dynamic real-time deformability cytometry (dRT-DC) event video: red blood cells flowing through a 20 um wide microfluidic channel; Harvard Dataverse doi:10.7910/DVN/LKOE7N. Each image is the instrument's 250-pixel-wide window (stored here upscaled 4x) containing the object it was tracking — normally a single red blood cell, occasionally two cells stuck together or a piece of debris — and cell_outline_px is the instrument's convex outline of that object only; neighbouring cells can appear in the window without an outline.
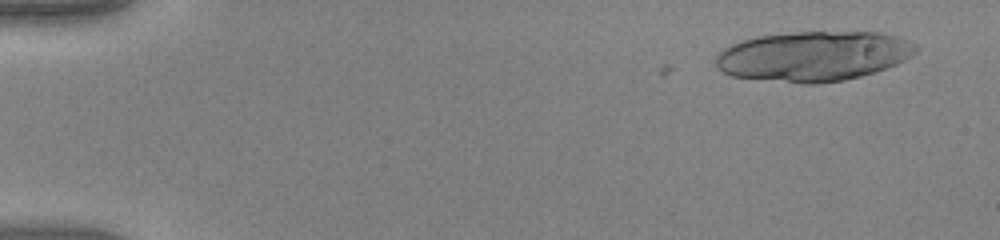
{"species": "human", "species_latin": "Homo sapiens", "temperature_condition": "warm", "stored_images_in_passage": 18, "camera_frame_rate_fps": 3000, "um_per_image_px": 0.085, "donor": {"sex": "female"}, "frame": {"image": 1, "passage_image": 3, "time_ms": 0.667, "image_size_px": [1000, 240], "cell_outline_px": [[920, 48], [912, 56], [896, 64], [860, 76], [844, 80], [816, 84], [804, 84], [732, 76], [716, 68], [716, 56], [724, 48], [732, 44], [756, 36], [796, 32], [880, 32], [900, 36], [916, 44]], "centroid_in_image_um": [69.17, 4.76], "position_along_channel_um": 15.8, "area_um2": 58.26}}